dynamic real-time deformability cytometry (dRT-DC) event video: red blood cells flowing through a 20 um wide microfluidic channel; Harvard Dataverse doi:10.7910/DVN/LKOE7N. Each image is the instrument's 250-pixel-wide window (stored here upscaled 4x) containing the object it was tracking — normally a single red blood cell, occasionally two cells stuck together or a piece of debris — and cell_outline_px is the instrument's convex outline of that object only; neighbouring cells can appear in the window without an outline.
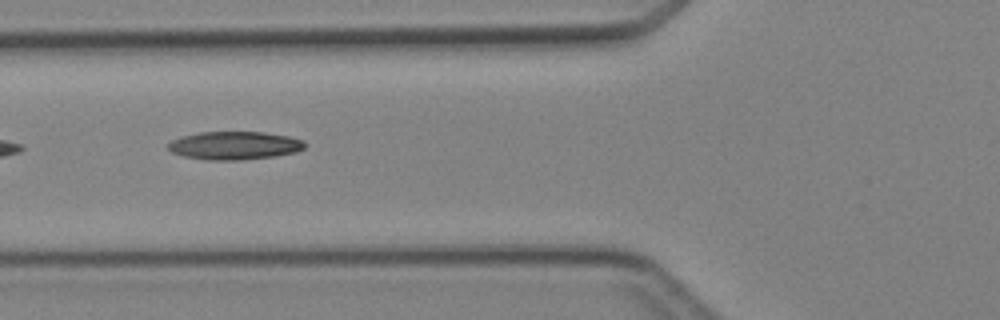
{"species": "Egyptian fruit bat (a non-hibernating species)", "species_latin": "Rousettus aegyptiacus", "temperature_condition": "cold", "stored_images_in_passage": 7, "camera_frame_rate_fps": 3000, "um_per_image_px": 0.085, "animal": {"sex": "female"}, "frame": {"image": 1, "passage_image": 5, "time_ms": 4.667, "image_size_px": [1000, 320], "cell_outline_px": [[304, 148], [296, 152], [272, 156], [244, 160], [208, 160], [184, 156], [172, 152], [168, 148], [168, 144], [172, 140], [184, 136], [200, 132], [264, 132], [288, 136], [304, 140]], "centroid_in_image_um": [19.94, 12.37], "position_along_channel_um": 105.9, "area_um2": 22.25}}
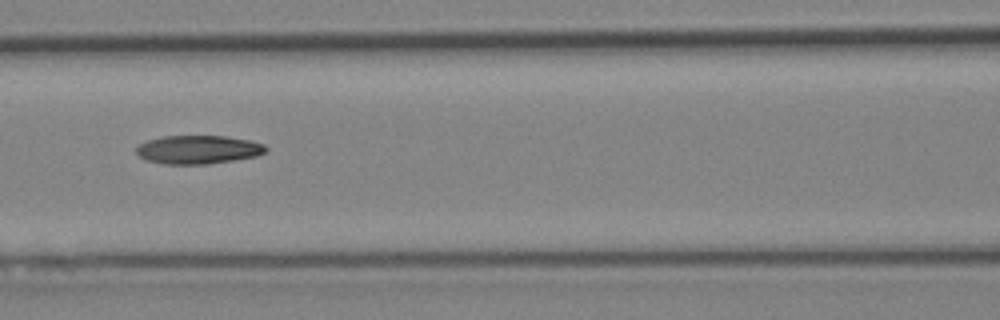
{"frame": {"image": 2, "passage_image": 6, "time_ms": 5.667, "image_size_px": [1000, 320], "cell_outline_px": [[268, 148], [264, 152], [256, 156], [208, 164], [164, 164], [144, 160], [136, 152], [136, 148], [140, 144], [148, 140], [164, 136], [224, 136], [248, 140], [264, 144]], "centroid_in_image_um": [16.82, 12.72], "position_along_channel_um": 149.8, "area_um2": 21.39}}
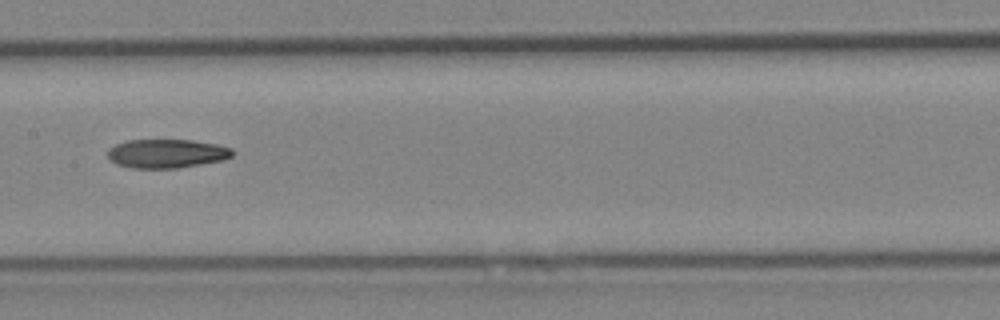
{"frame": {"image": 3, "passage_image": 7, "time_ms": 6.667, "image_size_px": [1000, 320], "cell_outline_px": [[236, 152], [232, 156], [224, 160], [176, 168], [132, 168], [116, 164], [108, 160], [108, 148], [116, 144], [128, 140], [192, 140], [216, 144], [232, 148]], "centroid_in_image_um": [14.17, 13.05], "position_along_channel_um": 193.2, "area_um2": 21.1}}